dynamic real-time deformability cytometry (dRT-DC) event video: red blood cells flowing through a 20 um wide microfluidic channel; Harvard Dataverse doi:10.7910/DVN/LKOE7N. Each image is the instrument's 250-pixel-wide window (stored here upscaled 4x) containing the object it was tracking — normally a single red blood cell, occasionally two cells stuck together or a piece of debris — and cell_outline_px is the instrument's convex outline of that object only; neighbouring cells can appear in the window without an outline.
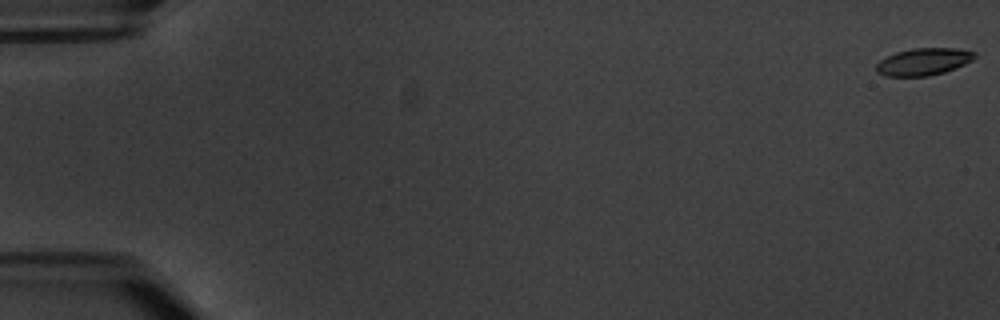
{"species": "common noctule bat (a hibernating species)", "species_latin": "Nyctalus noctula", "temperature_condition": "warm", "stored_images_in_passage": 7, "segment_of_instrument_passage": [1, 2], "camera_frame_rate_fps": 3000, "um_per_image_px": 0.085, "animal": {"sex": "male", "body_mass_g": 20.1, "forearm_length_mm": 53.5}, "frame": {"image": 1, "passage_image": 1, "time_ms": 0.0, "image_size_px": [1000, 320], "cell_outline_px": [[976, 56], [972, 60], [956, 68], [944, 72], [928, 76], [884, 76], [876, 72], [876, 64], [880, 60], [896, 52], [912, 48], [956, 48], [976, 52]], "centroid_in_image_um": [78.49, 5.24], "position_along_channel_um": 6.5, "area_um2": 15.61}}
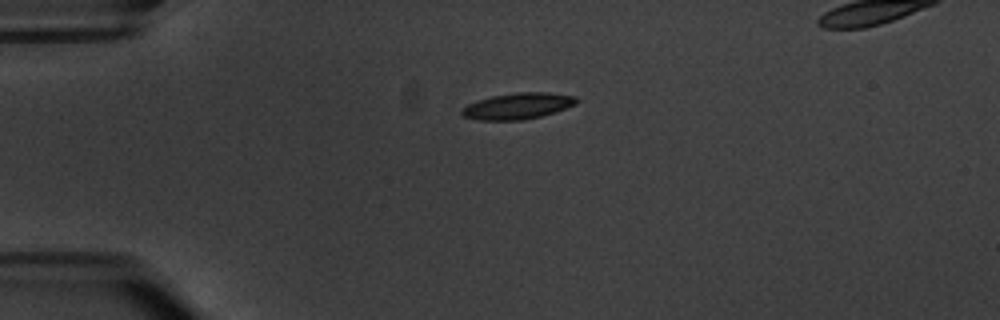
{"frame": {"image": 2, "passage_image": 5, "time_ms": 5.0, "image_size_px": [1000, 320], "cell_outline_px": [[580, 100], [576, 104], [556, 112], [524, 120], [480, 120], [464, 116], [460, 112], [460, 108], [468, 104], [492, 96], [516, 92], [548, 92], [576, 96]], "centroid_in_image_um": [44.05, 9.01], "position_along_channel_um": 41.0, "area_um2": 17.57}}